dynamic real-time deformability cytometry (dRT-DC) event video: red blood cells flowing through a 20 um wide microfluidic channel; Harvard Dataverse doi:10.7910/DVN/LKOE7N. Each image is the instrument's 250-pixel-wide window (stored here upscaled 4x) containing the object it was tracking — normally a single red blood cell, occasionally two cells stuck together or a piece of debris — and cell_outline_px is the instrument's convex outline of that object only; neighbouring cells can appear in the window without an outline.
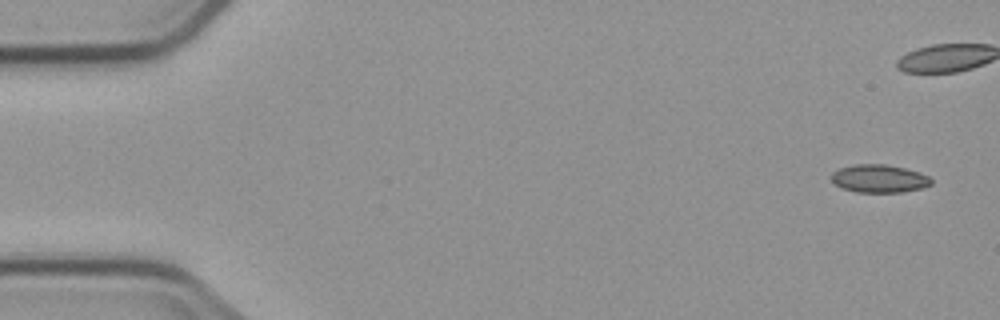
{"species": "common noctule bat (a hibernating species)", "species_latin": "Nyctalus noctula", "temperature_condition": "cold", "stored_images_in_passage": 6, "camera_frame_rate_fps": 3000, "um_per_image_px": 0.085, "animal": {"sex": "male", "body_mass_g": 23.1, "forearm_length_mm": 52.7}, "frame": {"image": 1, "passage_image": 1, "time_ms": 0.0, "image_size_px": [1000, 320], "cell_outline_px": [[932, 184], [920, 188], [900, 192], [856, 192], [844, 188], [836, 184], [832, 180], [832, 172], [840, 168], [856, 164], [884, 164], [904, 168], [920, 172], [928, 176], [932, 180]], "centroid_in_image_um": [74.74, 15.17], "position_along_channel_um": 10.3, "area_um2": 16.07}}
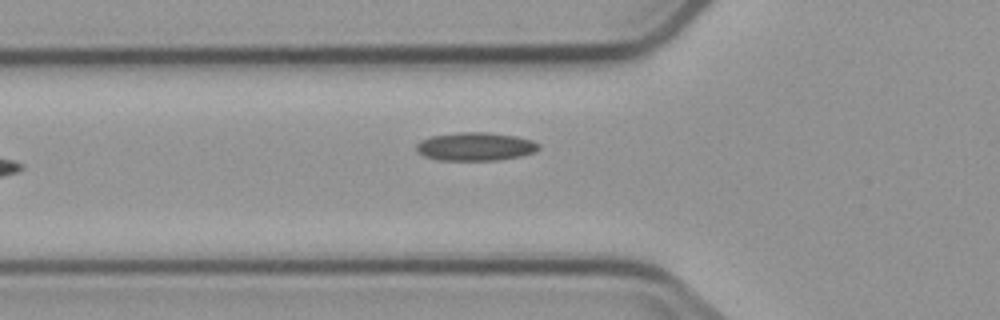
{"frame": {"image": 2, "passage_image": 6, "time_ms": 6.667, "image_size_px": [1000, 320], "cell_outline_px": [[540, 148], [536, 152], [520, 156], [496, 160], [436, 160], [424, 156], [416, 148], [416, 144], [432, 136], [456, 132], [488, 132], [516, 136], [532, 140], [540, 144]], "centroid_in_image_um": [40.45, 12.45], "position_along_channel_um": 85.3, "area_um2": 20.17}}